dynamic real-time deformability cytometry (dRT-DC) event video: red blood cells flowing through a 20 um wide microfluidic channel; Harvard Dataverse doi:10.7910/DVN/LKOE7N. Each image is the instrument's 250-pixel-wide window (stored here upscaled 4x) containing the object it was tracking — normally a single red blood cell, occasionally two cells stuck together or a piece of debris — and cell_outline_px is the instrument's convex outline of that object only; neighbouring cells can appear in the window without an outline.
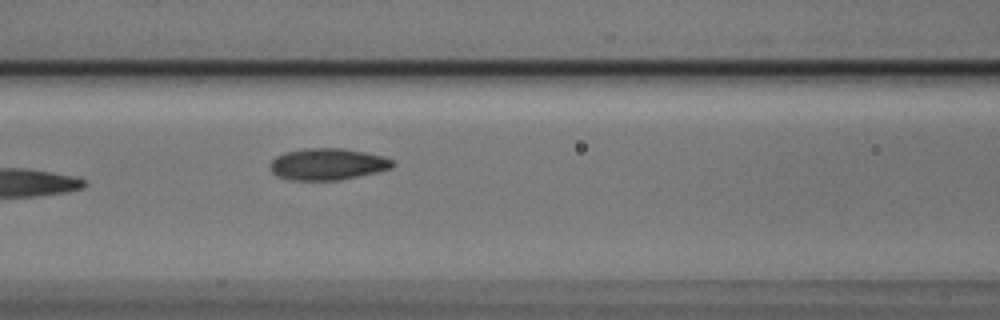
{"species": "Egyptian fruit bat (a non-hibernating species)", "species_latin": "Rousettus aegyptiacus", "temperature_condition": "cold", "stored_images_in_passage": 5, "camera_frame_rate_fps": 3000, "um_per_image_px": 0.085, "animal": {"sex": "male"}, "frame": {"image": 1, "passage_image": 5, "time_ms": 1.333, "image_size_px": [1000, 320], "cell_outline_px": [[396, 164], [392, 168], [376, 172], [340, 180], [288, 180], [276, 176], [272, 172], [268, 164], [276, 156], [284, 152], [308, 148], [344, 148], [384, 156], [392, 160]], "centroid_in_image_um": [27.82, 13.95], "position_along_channel_um": 138.8, "area_um2": 22.77}}